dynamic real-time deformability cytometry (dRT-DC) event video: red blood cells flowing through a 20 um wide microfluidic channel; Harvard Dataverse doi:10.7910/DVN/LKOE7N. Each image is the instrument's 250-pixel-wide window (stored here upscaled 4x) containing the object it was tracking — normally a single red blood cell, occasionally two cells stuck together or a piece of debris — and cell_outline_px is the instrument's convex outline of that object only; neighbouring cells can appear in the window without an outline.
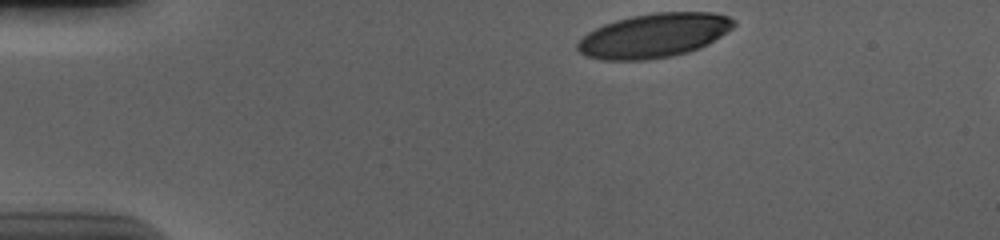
{"species": "human", "species_latin": "Homo sapiens", "temperature_condition": "cold", "stored_images_in_passage": 38, "camera_frame_rate_fps": 3000, "um_per_image_px": 0.085, "donor": {"sex": "male"}, "frame": {"image": 1, "passage_image": 1, "time_ms": 0.0, "image_size_px": [1000, 240], "cell_outline_px": [[736, 24], [732, 28], [708, 44], [700, 48], [688, 52], [672, 56], [644, 60], [600, 60], [588, 56], [580, 52], [576, 48], [576, 44], [588, 32], [604, 24], [616, 20], [632, 16], [656, 12], [712, 12], [728, 16]], "centroid_in_image_um": [55.58, 3.02], "position_along_channel_um": 29.4, "area_um2": 40.06}}
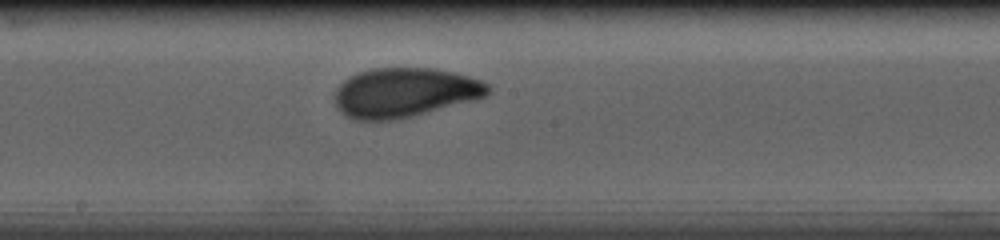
{"frame": {"image": 2, "passage_image": 22, "time_ms": 7.0, "image_size_px": [1000, 240], "cell_outline_px": [[492, 92], [484, 96], [472, 100], [412, 116], [392, 120], [356, 120], [344, 116], [336, 108], [332, 96], [332, 92], [348, 76], [356, 72], [372, 68], [436, 68], [456, 72], [484, 80], [492, 88]], "centroid_in_image_um": [34.35, 7.85], "position_along_channel_um": 213.9, "area_um2": 44.8}}
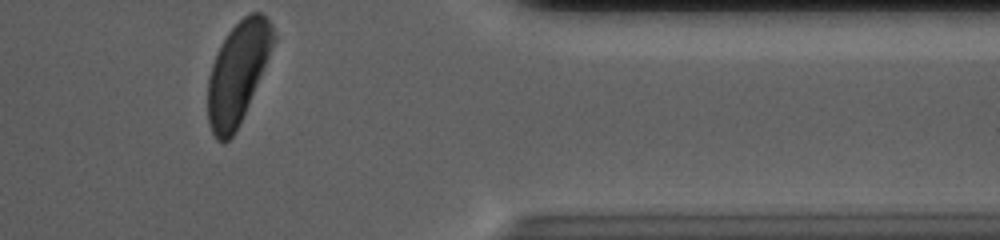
{"frame": {"image": 3, "passage_image": 38, "time_ms": 12.333, "image_size_px": [1000, 240], "cell_outline_px": [[276, 40], [236, 132], [228, 140], [216, 140], [208, 124], [208, 76], [216, 52], [220, 44], [228, 32], [244, 16], [252, 12], [260, 12], [272, 24], [276, 36]], "centroid_in_image_um": [20.2, 6.16], "position_along_channel_um": 391.2, "area_um2": 38.49}, "authors_computed_cell_mechanics": {"area_um2": 42.7431, "velocity_mm_per_s": 3.6649, "shape_relaxation_time_tau1_ms": 3.4688, "shape_relaxation_time_tau2_ms": 1.2395, "deformation_change_tau1": 0.1638, "deformation_change_tau2": 0.067}}